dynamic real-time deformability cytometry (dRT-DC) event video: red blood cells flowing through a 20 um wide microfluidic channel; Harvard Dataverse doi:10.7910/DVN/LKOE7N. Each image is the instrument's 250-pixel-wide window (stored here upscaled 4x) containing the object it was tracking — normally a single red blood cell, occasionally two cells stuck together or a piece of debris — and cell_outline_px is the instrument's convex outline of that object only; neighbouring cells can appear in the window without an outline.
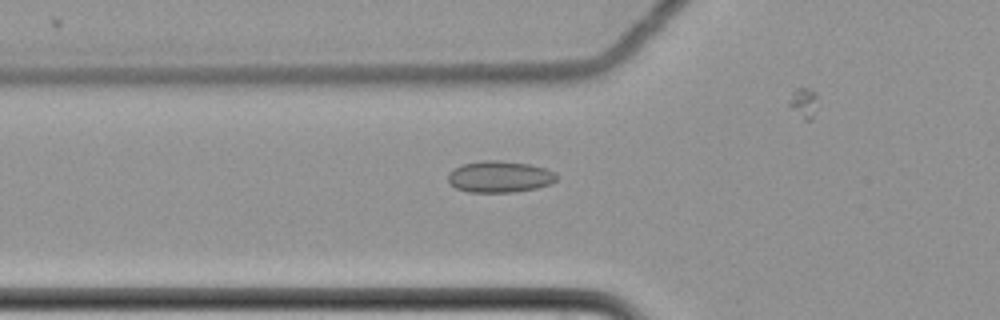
{"species": "common noctule bat (a hibernating species)", "species_latin": "Nyctalus noctula", "temperature_condition": "cold", "stored_images_in_passage": 49, "camera_frame_rate_fps": 3000, "um_per_image_px": 0.085, "animal": {"sex": "female", "body_mass_g": 22.7, "forearm_length_mm": 54.2}, "frame": {"image": 1, "passage_image": 23, "time_ms": 7.333, "image_size_px": [1000, 320], "cell_outline_px": [[560, 176], [552, 184], [536, 188], [512, 192], [468, 192], [456, 188], [448, 180], [448, 176], [456, 168], [464, 164], [484, 160], [496, 160], [528, 164], [544, 168], [556, 172]], "centroid_in_image_um": [42.54, 15.03], "position_along_channel_um": 83.3, "area_um2": 19.77}}
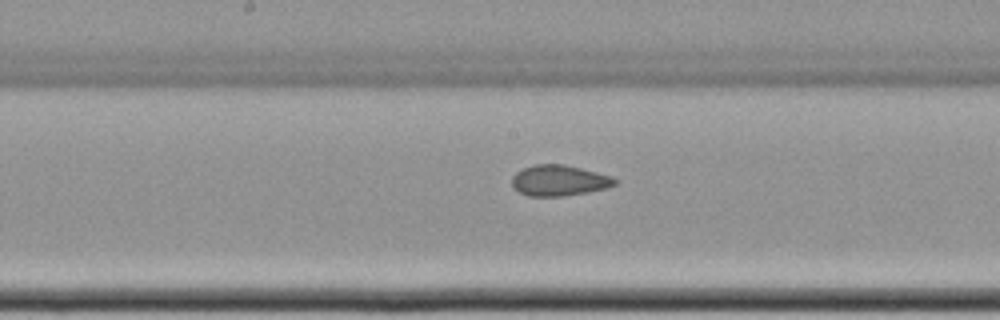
{"frame": {"image": 2, "passage_image": 33, "time_ms": 10.667, "image_size_px": [1000, 320], "cell_outline_px": [[620, 180], [616, 184], [608, 188], [588, 192], [564, 196], [528, 196], [512, 188], [512, 176], [516, 172], [532, 164], [564, 164], [612, 176]], "centroid_in_image_um": [47.54, 15.34], "position_along_channel_um": 200.7, "area_um2": 18.67}}
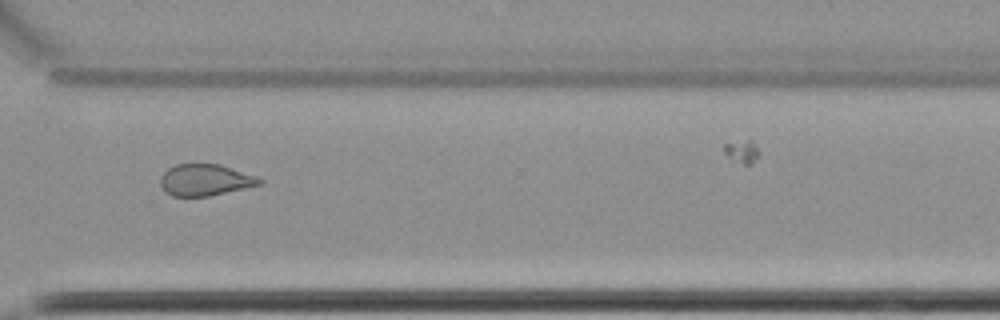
{"frame": {"image": 3, "passage_image": 46, "time_ms": 15.0, "image_size_px": [1000, 320], "cell_outline_px": [[264, 184], [208, 196], [172, 196], [160, 184], [160, 176], [168, 168], [176, 164], [220, 164], [256, 176], [264, 180]], "centroid_in_image_um": [17.47, 15.29], "position_along_channel_um": 353.1, "area_um2": 18.15}}